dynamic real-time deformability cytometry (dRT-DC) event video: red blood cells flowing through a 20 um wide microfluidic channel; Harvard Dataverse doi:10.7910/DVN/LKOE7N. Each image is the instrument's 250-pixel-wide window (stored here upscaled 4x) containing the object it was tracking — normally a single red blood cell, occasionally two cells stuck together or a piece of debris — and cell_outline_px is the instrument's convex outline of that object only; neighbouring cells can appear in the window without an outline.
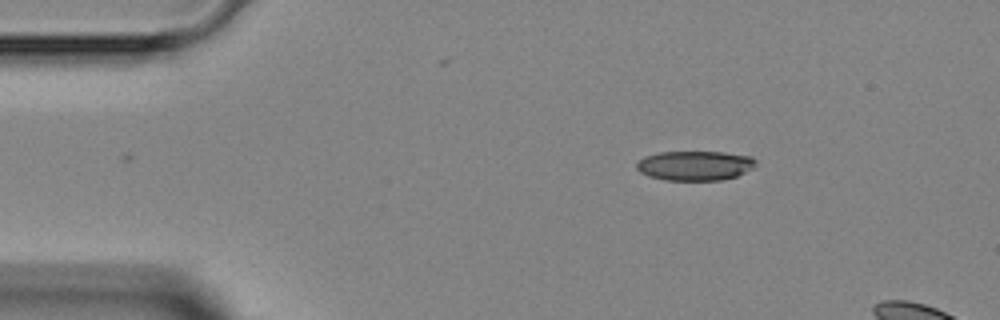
{"species": "Egyptian fruit bat (a non-hibernating species)", "species_latin": "Rousettus aegyptiacus", "temperature_condition": "room temperature", "stored_images_in_passage": 2, "camera_frame_rate_fps": 3000, "um_per_image_px": 0.085, "animal": {"sex": "female"}, "frame": {"image": 1, "passage_image": 1, "time_ms": 0.0, "image_size_px": [1000, 320], "cell_outline_px": [[756, 164], [752, 168], [736, 176], [720, 180], [664, 180], [648, 176], [640, 172], [636, 168], [636, 164], [644, 156], [660, 152], [724, 152], [752, 156], [756, 160]], "centroid_in_image_um": [59.06, 14.07], "position_along_channel_um": 25.9, "area_um2": 20.58}}